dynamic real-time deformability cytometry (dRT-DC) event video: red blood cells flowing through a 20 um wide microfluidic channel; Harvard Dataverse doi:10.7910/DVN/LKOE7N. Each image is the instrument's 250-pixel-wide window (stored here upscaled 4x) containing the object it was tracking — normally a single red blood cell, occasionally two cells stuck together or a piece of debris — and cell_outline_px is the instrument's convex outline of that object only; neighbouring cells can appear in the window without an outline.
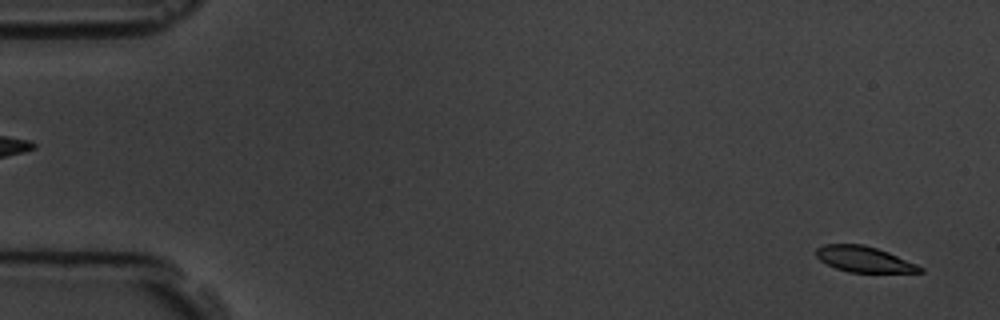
{"species": "common noctule bat (a hibernating species)", "species_latin": "Nyctalus noctula", "temperature_condition": "room temperature", "stored_images_in_passage": 6, "camera_frame_rate_fps": 3000, "um_per_image_px": 0.085, "animal": {"sex": "male", "body_mass_g": 19.5, "forearm_length_mm": 54.6}, "frame": {"image": 1, "passage_image": 6, "time_ms": 6.667, "image_size_px": [1000, 320], "cell_outline_px": [[924, 272], [848, 272], [836, 268], [820, 260], [816, 256], [816, 248], [824, 244], [864, 244], [888, 252], [916, 264], [924, 268]], "centroid_in_image_um": [73.43, 22.03], "position_along_channel_um": 11.6, "area_um2": 15.43}}